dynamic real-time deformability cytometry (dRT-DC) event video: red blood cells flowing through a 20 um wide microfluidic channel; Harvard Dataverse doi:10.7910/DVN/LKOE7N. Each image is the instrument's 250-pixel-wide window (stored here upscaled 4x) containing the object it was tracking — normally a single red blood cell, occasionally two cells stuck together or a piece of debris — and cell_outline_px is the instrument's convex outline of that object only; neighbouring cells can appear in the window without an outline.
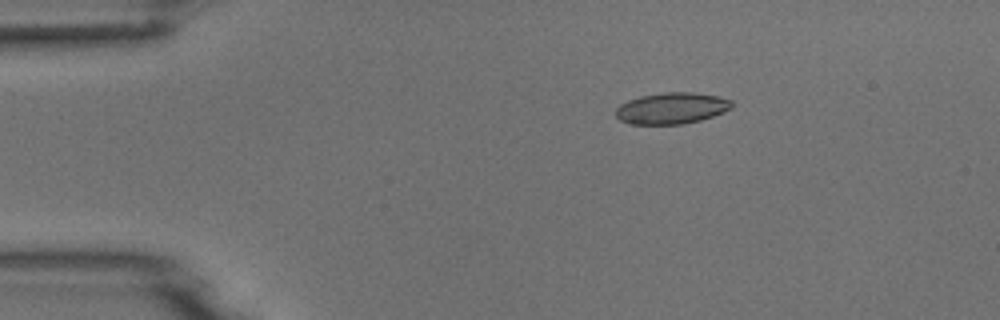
{"species": "common noctule bat (a hibernating species)", "species_latin": "Nyctalus noctula", "temperature_condition": "room temperature", "stored_images_in_passage": 4, "camera_frame_rate_fps": 3000, "um_per_image_px": 0.085, "animal": {"sex": "male", "body_mass_g": 18.8}, "frame": {"image": 1, "passage_image": 3, "time_ms": 2.0, "image_size_px": [1000, 320], "cell_outline_px": [[732, 108], [712, 116], [700, 120], [684, 124], [628, 124], [620, 120], [616, 116], [616, 108], [620, 104], [628, 100], [640, 96], [664, 92], [692, 92], [720, 96], [732, 100]], "centroid_in_image_um": [57.08, 9.19], "position_along_channel_um": 27.9, "area_um2": 21.27}}